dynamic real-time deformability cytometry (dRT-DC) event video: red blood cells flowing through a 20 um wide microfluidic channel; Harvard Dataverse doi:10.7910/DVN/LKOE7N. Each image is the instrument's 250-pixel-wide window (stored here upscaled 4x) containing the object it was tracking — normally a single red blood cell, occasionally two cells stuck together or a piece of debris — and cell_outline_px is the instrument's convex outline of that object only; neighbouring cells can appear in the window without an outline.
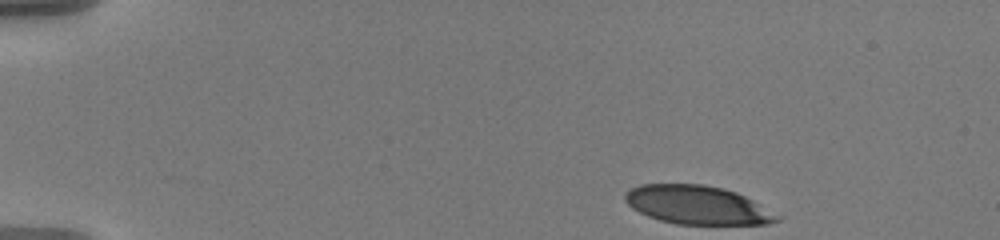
{"species": "human", "species_latin": "Homo sapiens", "temperature_condition": "warm", "stored_images_in_passage": 18, "camera_frame_rate_fps": 3000, "um_per_image_px": 0.085, "donor": {"sex": "male"}, "frame": {"image": 1, "passage_image": 1, "time_ms": 0.0, "image_size_px": [1000, 240], "cell_outline_px": [[784, 216], [780, 220], [768, 224], [676, 224], [660, 220], [648, 216], [632, 208], [624, 200], [624, 196], [632, 188], [640, 184], [704, 184], [724, 188], [736, 192]], "centroid_in_image_um": [59.32, 17.43], "position_along_channel_um": 25.7, "area_um2": 34.28}}
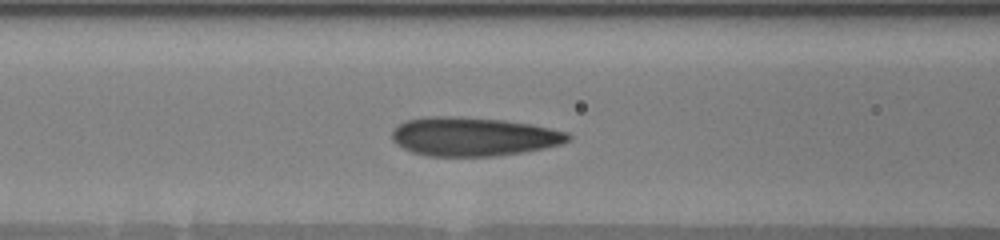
{"frame": {"image": 2, "passage_image": 10, "time_ms": 5.667, "image_size_px": [1000, 240], "cell_outline_px": [[572, 140], [560, 144], [544, 148], [496, 156], [428, 156], [412, 152], [396, 144], [392, 140], [392, 132], [400, 124], [408, 120], [428, 116], [452, 116], [504, 120], [532, 124], [568, 132], [572, 136]], "centroid_in_image_um": [40.26, 11.61], "position_along_channel_um": 126.3, "area_um2": 39.77}}
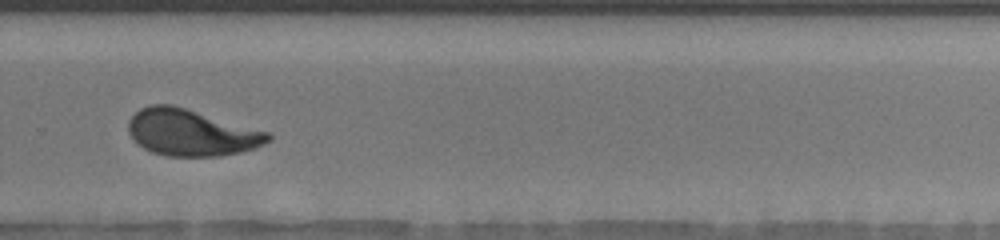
{"frame": {"image": 3, "passage_image": 17, "time_ms": 11.0, "image_size_px": [1000, 240], "cell_outline_px": [[272, 136], [264, 144], [256, 148], [240, 152], [216, 156], [164, 156], [152, 152], [136, 144], [128, 132], [128, 120], [140, 108], [152, 104], [172, 104], [268, 132]], "centroid_in_image_um": [16.21, 11.27], "position_along_channel_um": 313.6, "area_um2": 37.8}}